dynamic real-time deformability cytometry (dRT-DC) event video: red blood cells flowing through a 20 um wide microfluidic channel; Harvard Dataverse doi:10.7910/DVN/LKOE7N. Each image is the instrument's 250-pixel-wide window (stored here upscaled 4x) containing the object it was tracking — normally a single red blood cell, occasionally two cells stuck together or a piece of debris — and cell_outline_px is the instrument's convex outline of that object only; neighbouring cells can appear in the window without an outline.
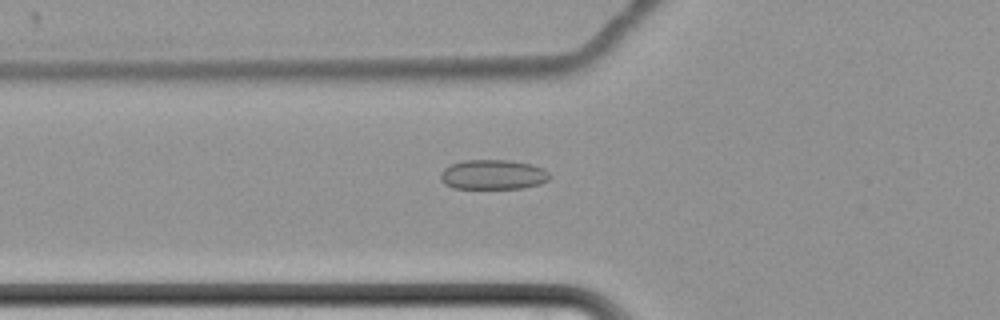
{"species": "common noctule bat (a hibernating species)", "species_latin": "Nyctalus noctula", "temperature_condition": "cold", "stored_images_in_passage": 64, "camera_frame_rate_fps": 3000, "um_per_image_px": 0.085, "animal": {"sex": "female", "body_mass_g": 22.7, "forearm_length_mm": 54.2}, "frame": {"image": 1, "passage_image": 26, "time_ms": 8.333, "image_size_px": [1000, 320], "cell_outline_px": [[552, 176], [548, 180], [540, 184], [524, 188], [452, 188], [444, 184], [440, 180], [440, 172], [448, 164], [464, 160], [508, 160], [532, 164], [544, 168]], "centroid_in_image_um": [41.89, 14.84], "position_along_channel_um": 83.9, "area_um2": 19.25}}
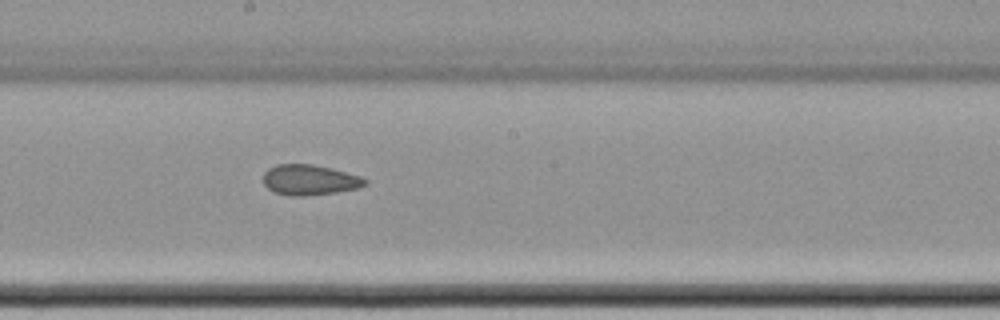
{"frame": {"image": 2, "passage_image": 38, "time_ms": 12.333, "image_size_px": [1000, 320], "cell_outline_px": [[368, 184], [356, 188], [336, 192], [304, 196], [292, 196], [276, 192], [268, 188], [264, 184], [264, 172], [268, 168], [276, 164], [312, 164], [332, 168], [360, 176], [368, 180]], "centroid_in_image_um": [26.32, 15.28], "position_along_channel_um": 221.9, "area_um2": 17.98}}
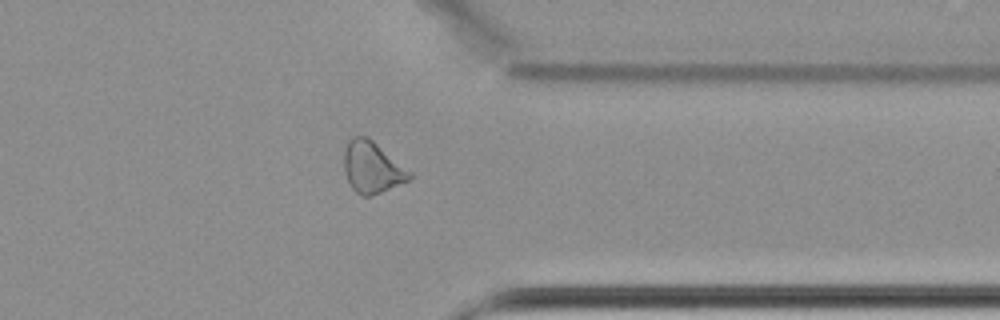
{"frame": {"image": 3, "passage_image": 52, "time_ms": 17.0, "image_size_px": [1000, 320], "cell_outline_px": [[412, 176], [408, 180], [380, 192], [368, 196], [364, 196], [356, 192], [352, 188], [344, 172], [344, 152], [348, 140], [352, 136], [368, 136], [412, 172]], "centroid_in_image_um": [31.61, 14.19], "position_along_channel_um": 379.8, "area_um2": 19.48}, "authors_computed_cell_mechanics": {"area_um2": 20.519, "velocity_mm_per_s": 3.4575, "shape_relaxation_time_tau1_ms": null, "shape_relaxation_time_tau2_ms": 4.1315, "deformation_change_tau1": null, "deformation_change_tau2": 0.0835}}